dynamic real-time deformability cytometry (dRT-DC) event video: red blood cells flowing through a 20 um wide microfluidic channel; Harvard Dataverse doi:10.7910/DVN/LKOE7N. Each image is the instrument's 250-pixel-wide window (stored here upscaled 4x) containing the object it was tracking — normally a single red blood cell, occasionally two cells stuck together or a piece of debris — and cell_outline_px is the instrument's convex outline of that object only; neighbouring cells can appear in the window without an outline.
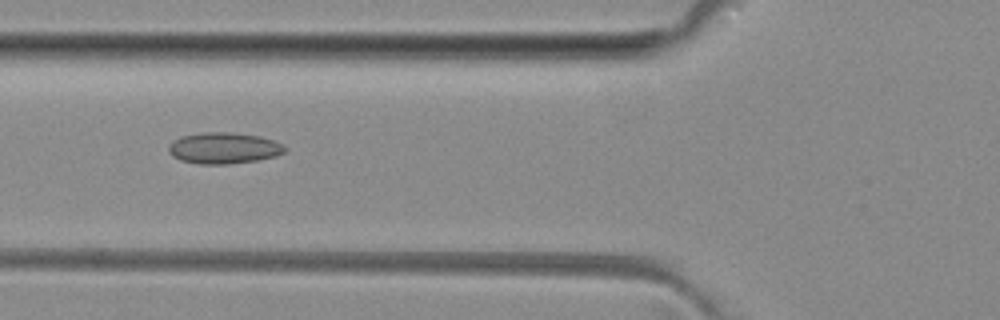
{"species": "common noctule bat (a hibernating species)", "species_latin": "Nyctalus noctula", "temperature_condition": "room temperature", "stored_images_in_passage": 40, "camera_frame_rate_fps": 3000, "um_per_image_px": 0.085, "animal": {"sex": "female", "body_mass_g": 29.2, "forearm_length_mm": 56.3}, "frame": {"image": 1, "passage_image": 19, "time_ms": 6.0, "image_size_px": [1000, 320], "cell_outline_px": [[288, 148], [284, 152], [276, 156], [256, 160], [228, 164], [200, 164], [180, 160], [172, 156], [168, 152], [168, 148], [180, 136], [204, 132], [232, 132], [260, 136], [284, 144]], "centroid_in_image_um": [19.05, 12.58], "position_along_channel_um": 106.8, "area_um2": 21.15}}
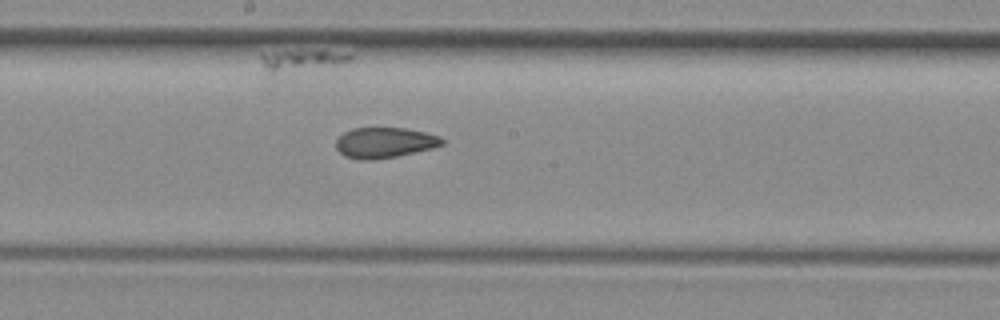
{"frame": {"image": 2, "passage_image": 27, "time_ms": 8.667, "image_size_px": [1000, 320], "cell_outline_px": [[444, 144], [432, 148], [396, 156], [372, 160], [360, 160], [344, 156], [336, 148], [336, 140], [344, 132], [352, 128], [404, 128], [424, 132], [440, 136], [444, 140]], "centroid_in_image_um": [32.67, 12.12], "position_along_channel_um": 215.5, "area_um2": 18.79}}
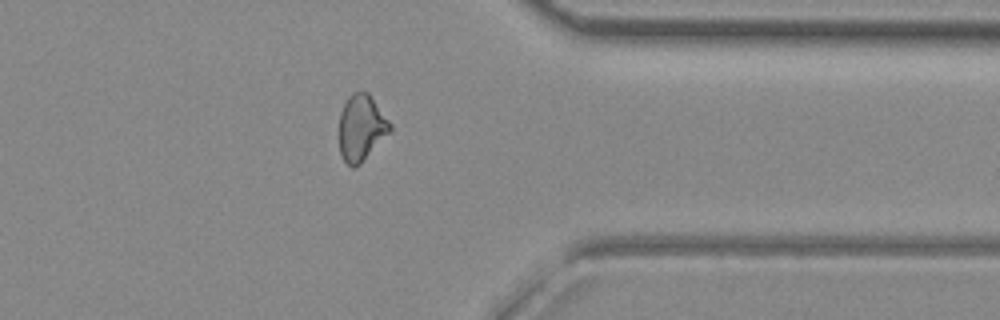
{"frame": {"image": 3, "passage_image": 40, "time_ms": 13.0, "image_size_px": [1000, 320], "cell_outline_px": [[392, 128], [360, 164], [352, 168], [344, 160], [340, 152], [340, 112], [348, 96], [352, 92], [364, 88], [368, 92], [392, 124]], "centroid_in_image_um": [30.7, 10.8], "position_along_channel_um": 380.7, "area_um2": 19.48}, "authors_computed_cell_mechanics": {"area_um2": 20.1433, "velocity_mm_per_s": 4.077, "shape_relaxation_time_tau1_ms": null, "shape_relaxation_time_tau2_ms": 2.1607, "deformation_change_tau1": null, "deformation_change_tau2": 0.0904}}